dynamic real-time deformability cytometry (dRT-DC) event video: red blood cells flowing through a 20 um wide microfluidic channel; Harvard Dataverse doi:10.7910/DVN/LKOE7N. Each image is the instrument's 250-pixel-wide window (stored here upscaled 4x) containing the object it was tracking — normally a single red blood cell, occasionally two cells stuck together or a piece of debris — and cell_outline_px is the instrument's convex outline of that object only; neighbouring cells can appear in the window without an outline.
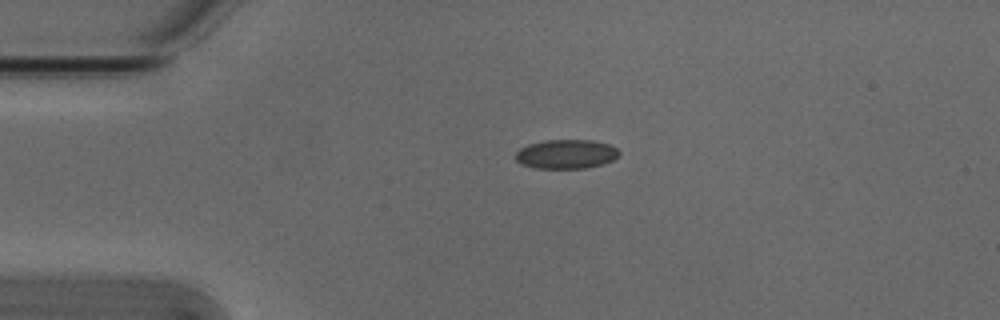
{"species": "Egyptian fruit bat (a non-hibernating species)", "species_latin": "Rousettus aegyptiacus", "temperature_condition": "cold", "stored_images_in_passage": 2, "camera_frame_rate_fps": 3000, "um_per_image_px": 0.085, "animal": {"sex": "male"}, "frame": {"image": 1, "passage_image": 2, "time_ms": 0.333, "image_size_px": [1000, 320], "cell_outline_px": [[620, 156], [604, 164], [584, 168], [536, 168], [520, 164], [516, 160], [516, 152], [520, 148], [528, 144], [544, 140], [592, 140], [608, 144], [616, 148], [620, 152]], "centroid_in_image_um": [48.13, 13.1], "position_along_channel_um": 36.9, "area_um2": 17.69}}